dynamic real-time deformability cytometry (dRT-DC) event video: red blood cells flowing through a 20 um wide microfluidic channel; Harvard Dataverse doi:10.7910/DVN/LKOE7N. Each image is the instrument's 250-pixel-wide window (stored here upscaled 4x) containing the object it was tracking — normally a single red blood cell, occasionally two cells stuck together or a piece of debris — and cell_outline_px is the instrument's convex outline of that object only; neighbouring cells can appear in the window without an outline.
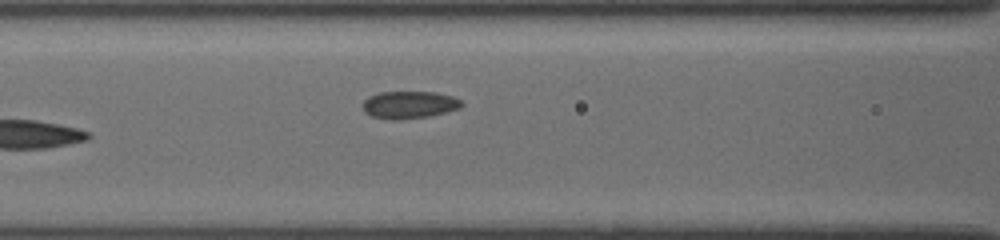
{"species": "common noctule bat (a hibernating species)", "species_latin": "Nyctalus noctula", "temperature_condition": "cold", "stored_images_in_passage": 11, "camera_frame_rate_fps": 3000, "um_per_image_px": 0.085, "animal": {"sex": "female", "body_mass_g": 19.5, "forearm_length_mm": 54.1}, "frame": {"image": 1, "passage_image": 11, "time_ms": 6.0, "image_size_px": [1000, 240], "cell_outline_px": [[464, 104], [460, 108], [432, 116], [400, 120], [392, 120], [372, 116], [364, 112], [364, 100], [368, 96], [380, 92], [436, 92], [452, 96], [460, 100]], "centroid_in_image_um": [34.8, 8.91], "position_along_channel_um": 131.8, "area_um2": 15.9}}